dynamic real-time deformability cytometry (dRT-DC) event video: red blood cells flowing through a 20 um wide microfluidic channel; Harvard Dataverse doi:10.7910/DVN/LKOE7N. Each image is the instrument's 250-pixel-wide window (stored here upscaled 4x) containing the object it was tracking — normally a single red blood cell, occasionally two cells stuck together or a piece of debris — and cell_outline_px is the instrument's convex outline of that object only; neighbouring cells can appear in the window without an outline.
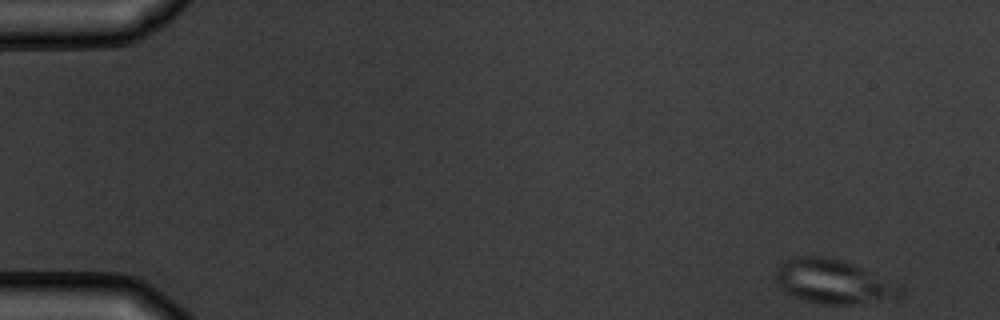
{"species": "common noctule bat (a hibernating species)", "species_latin": "Nyctalus noctula", "temperature_condition": "warm", "stored_images_in_passage": 4, "camera_frame_rate_fps": 3000, "um_per_image_px": 0.085, "animal": {"sex": "male", "body_mass_g": 19.5, "forearm_length_mm": 54.6}, "frame": {"image": 1, "passage_image": 1, "time_ms": 0.0, "image_size_px": [1000, 320], "cell_outline_px": [[904, 292], [896, 296], [852, 304], [820, 304], [804, 300], [792, 296], [780, 288], [776, 280], [776, 268], [784, 260], [796, 256], [828, 256], [852, 264], [904, 288]], "centroid_in_image_um": [70.71, 23.92], "position_along_channel_um": 14.3, "area_um2": 31.33}}